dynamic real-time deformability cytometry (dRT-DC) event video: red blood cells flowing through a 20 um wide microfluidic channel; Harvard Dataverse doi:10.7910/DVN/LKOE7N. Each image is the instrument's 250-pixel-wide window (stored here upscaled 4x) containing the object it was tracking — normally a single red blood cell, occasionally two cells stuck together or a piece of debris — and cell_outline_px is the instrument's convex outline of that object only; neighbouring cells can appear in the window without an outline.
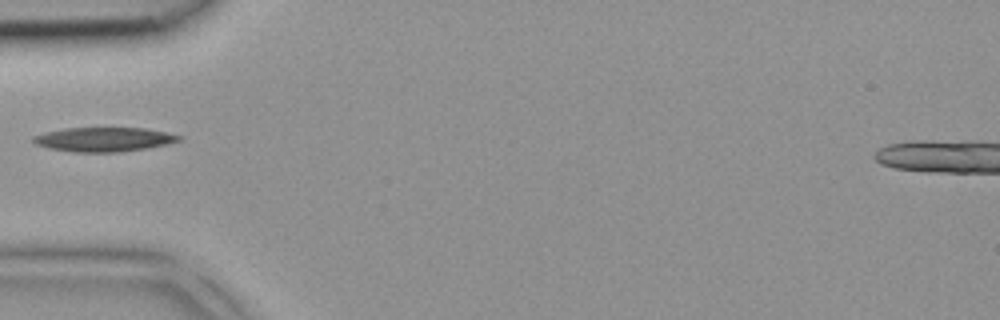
{"species": "common noctule bat (a hibernating species)", "species_latin": "Nyctalus noctula", "temperature_condition": "room temperature", "stored_images_in_passage": 1, "camera_frame_rate_fps": 3000, "um_per_image_px": 0.085, "animal": {"sex": "female", "body_mass_g": 18.4}, "frame": {"image": 1, "passage_image": 1, "time_ms": 0.0, "image_size_px": [1000, 320], "cell_outline_px": [[184, 136], [180, 140], [148, 148], [116, 152], [72, 152], [48, 148], [36, 144], [32, 140], [32, 136], [44, 132], [64, 128], [144, 128]], "centroid_in_image_um": [8.78, 11.85], "position_along_channel_um": 76.2, "area_um2": 20.52}}